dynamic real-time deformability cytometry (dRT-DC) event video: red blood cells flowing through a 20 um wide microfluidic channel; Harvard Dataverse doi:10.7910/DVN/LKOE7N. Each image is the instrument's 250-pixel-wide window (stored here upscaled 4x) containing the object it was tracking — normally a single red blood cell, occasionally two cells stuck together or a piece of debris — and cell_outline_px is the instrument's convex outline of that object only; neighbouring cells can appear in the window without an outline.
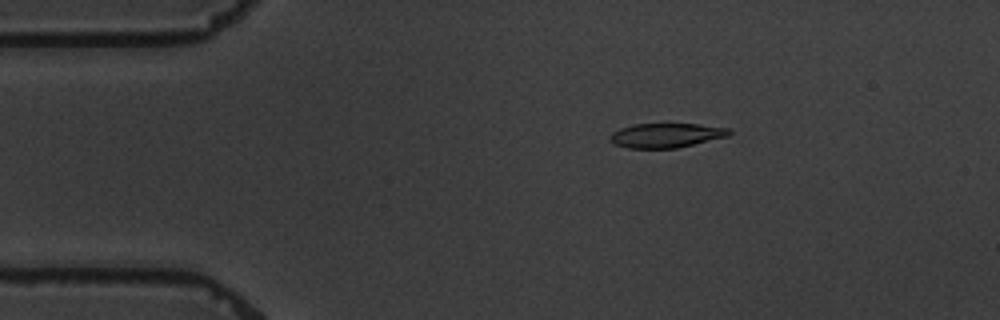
{"species": "common noctule bat (a hibernating species)", "species_latin": "Nyctalus noctula", "temperature_condition": "warm", "stored_images_in_passage": 4, "camera_frame_rate_fps": 3000, "um_per_image_px": 0.085, "animal": {"sex": "male", "body_mass_g": 19.5, "forearm_length_mm": 54.6}, "frame": {"image": 1, "passage_image": 3, "time_ms": 2.0, "image_size_px": [1000, 320], "cell_outline_px": [[732, 132], [728, 136], [676, 148], [628, 148], [612, 144], [608, 140], [608, 136], [612, 132], [620, 128], [632, 124], [700, 124], [732, 128]], "centroid_in_image_um": [56.59, 11.5], "position_along_channel_um": 28.4, "area_um2": 17.17}}